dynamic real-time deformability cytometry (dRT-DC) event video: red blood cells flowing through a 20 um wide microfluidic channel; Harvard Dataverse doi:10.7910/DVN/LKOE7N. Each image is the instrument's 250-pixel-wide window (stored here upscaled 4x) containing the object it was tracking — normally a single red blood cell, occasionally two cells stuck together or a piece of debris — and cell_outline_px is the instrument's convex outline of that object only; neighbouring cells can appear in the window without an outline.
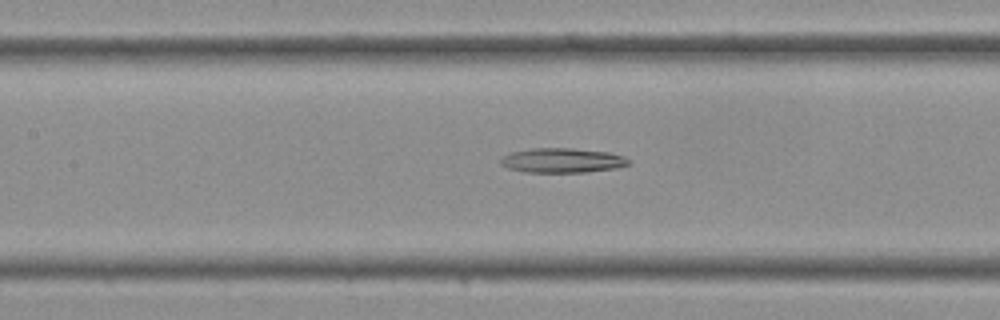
{"species": "Egyptian fruit bat (a non-hibernating species)", "species_latin": "Rousettus aegyptiacus", "temperature_condition": "cold", "stored_images_in_passage": 40, "camera_frame_rate_fps": 3000, "um_per_image_px": 0.085, "frame": {"image": 1, "passage_image": 18, "time_ms": 5.667, "image_size_px": [1000, 320], "cell_outline_px": [[632, 164], [616, 168], [584, 172], [524, 172], [508, 168], [500, 164], [500, 156], [512, 152], [532, 148], [572, 148], [608, 152], [624, 156], [632, 160]], "centroid_in_image_um": [47.8, 13.63], "position_along_channel_um": 159.6, "area_um2": 18.55}}
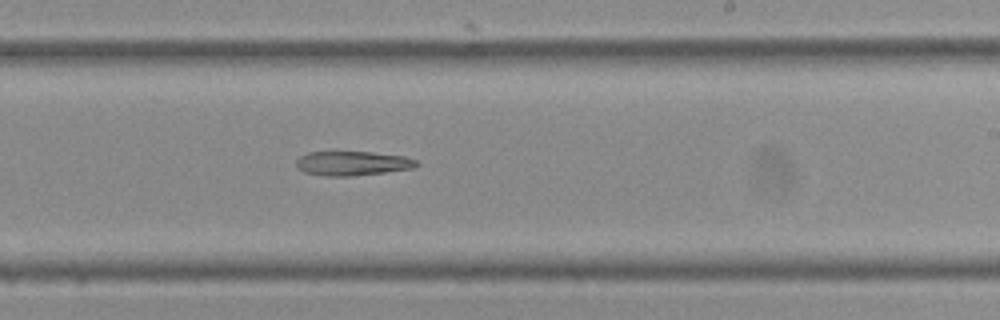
{"frame": {"image": 2, "passage_image": 24, "time_ms": 7.667, "image_size_px": [1000, 320], "cell_outline_px": [[420, 164], [416, 168], [352, 176], [324, 176], [304, 172], [296, 168], [296, 160], [300, 156], [308, 152], [372, 152], [404, 156], [416, 160]], "centroid_in_image_um": [29.96, 13.89], "position_along_channel_um": 259.0, "area_um2": 17.17}}
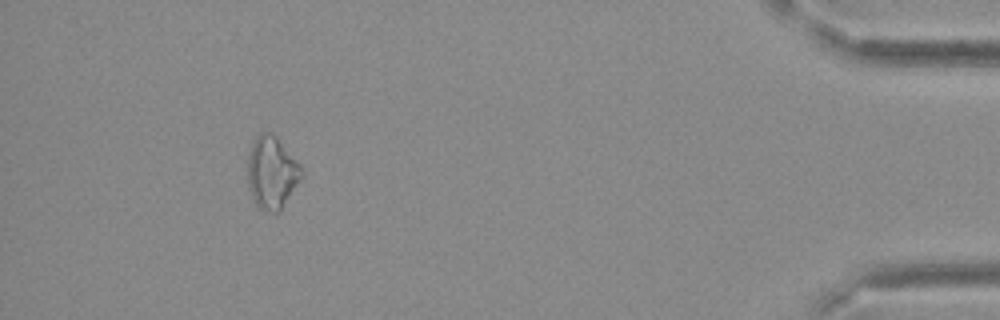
{"frame": {"image": 3, "passage_image": 37, "time_ms": 12.0, "image_size_px": [1000, 320], "cell_outline_px": [[304, 172], [280, 208], [276, 212], [272, 212], [260, 208], [256, 204], [252, 196], [248, 184], [248, 152], [256, 136], [260, 132], [272, 132], [276, 136], [300, 164]], "centroid_in_image_um": [23.08, 14.6], "position_along_channel_um": 412.1, "area_um2": 22.2}}